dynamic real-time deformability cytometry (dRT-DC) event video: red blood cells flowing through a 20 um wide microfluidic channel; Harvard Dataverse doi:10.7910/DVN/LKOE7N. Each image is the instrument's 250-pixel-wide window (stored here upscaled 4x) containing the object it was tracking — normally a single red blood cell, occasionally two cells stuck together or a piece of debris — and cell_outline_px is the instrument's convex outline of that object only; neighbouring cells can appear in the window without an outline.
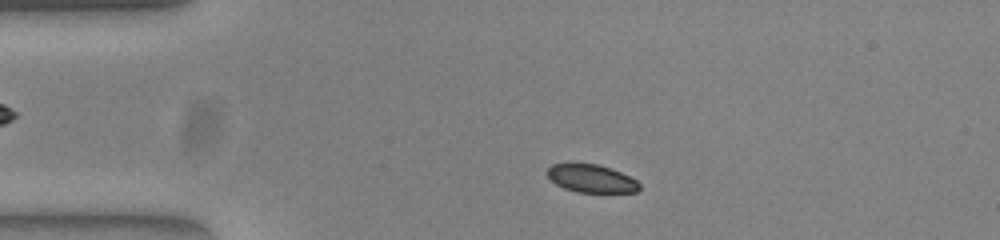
{"species": "common noctule bat (a hibernating species)", "species_latin": "Nyctalus noctula", "temperature_condition": "warm", "stored_images_in_passage": 47, "camera_frame_rate_fps": 3000, "um_per_image_px": 0.085, "animal": {"sex": "female", "body_mass_g": 23.0, "forearm_length_mm": 53.4}, "frame": {"image": 1, "passage_image": 5, "time_ms": 1.333, "image_size_px": [1000, 240], "cell_outline_px": [[640, 188], [636, 192], [576, 192], [564, 188], [556, 184], [548, 176], [548, 168], [552, 164], [596, 164], [620, 172], [636, 180], [640, 184]], "centroid_in_image_um": [50.27, 15.19], "position_along_channel_um": 34.7, "area_um2": 14.68}}
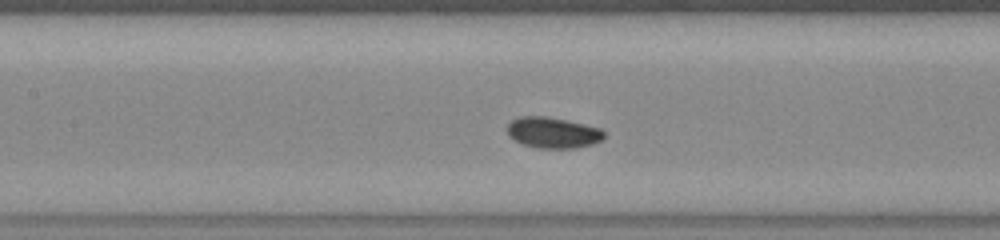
{"frame": {"image": 2, "passage_image": 18, "time_ms": 5.667, "image_size_px": [1000, 240], "cell_outline_px": [[604, 140], [592, 144], [576, 148], [536, 148], [524, 144], [508, 136], [508, 124], [512, 120], [520, 116], [548, 116], [600, 128], [604, 132]], "centroid_in_image_um": [47.01, 11.27], "position_along_channel_um": 160.4, "area_um2": 17.4}}
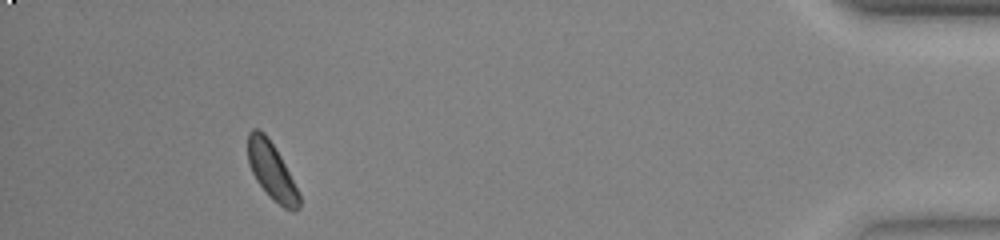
{"frame": {"image": 3, "passage_image": 43, "time_ms": 14.0, "image_size_px": [1000, 240], "cell_outline_px": [[300, 208], [292, 212], [284, 208], [256, 180], [248, 164], [248, 132], [252, 128], [256, 128], [264, 132], [268, 136], [280, 156], [300, 196]], "centroid_in_image_um": [23.07, 14.48], "position_along_channel_um": 412.1, "area_um2": 16.53}, "authors_computed_cell_mechanics": {"area_um2": 16.9932, "velocity_mm_per_s": 3.8061, "shape_relaxation_time_tau1_ms": 0.9464, "shape_relaxation_time_tau2_ms": null, "deformation_change_tau1": 0.0481, "deformation_change_tau2": null}}